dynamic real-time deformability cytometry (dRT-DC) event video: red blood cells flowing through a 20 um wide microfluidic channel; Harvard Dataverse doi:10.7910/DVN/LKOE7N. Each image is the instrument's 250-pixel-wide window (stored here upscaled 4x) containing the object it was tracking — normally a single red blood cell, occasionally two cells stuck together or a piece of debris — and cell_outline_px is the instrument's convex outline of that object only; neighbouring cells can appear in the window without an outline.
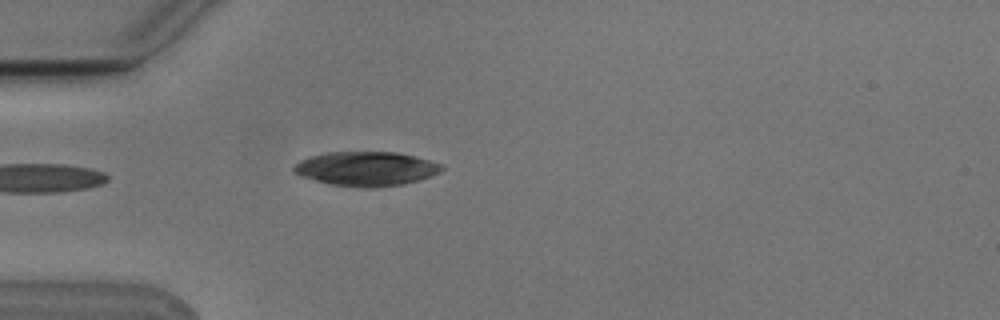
{"species": "Egyptian fruit bat (a non-hibernating species)", "species_latin": "Rousettus aegyptiacus", "temperature_condition": "cold", "stored_images_in_passage": 1, "camera_frame_rate_fps": 3000, "um_per_image_px": 0.085, "animal": {"sex": "male"}, "frame": {"image": 1, "passage_image": 1, "time_ms": 0.0, "image_size_px": [1000, 320], "cell_outline_px": [[444, 168], [440, 172], [432, 176], [420, 180], [400, 184], [372, 188], [368, 188], [332, 184], [300, 176], [292, 168], [300, 160], [312, 156], [328, 152], [396, 152], [428, 160], [440, 164]], "centroid_in_image_um": [31.14, 14.34], "position_along_channel_um": 53.9, "area_um2": 29.13}}